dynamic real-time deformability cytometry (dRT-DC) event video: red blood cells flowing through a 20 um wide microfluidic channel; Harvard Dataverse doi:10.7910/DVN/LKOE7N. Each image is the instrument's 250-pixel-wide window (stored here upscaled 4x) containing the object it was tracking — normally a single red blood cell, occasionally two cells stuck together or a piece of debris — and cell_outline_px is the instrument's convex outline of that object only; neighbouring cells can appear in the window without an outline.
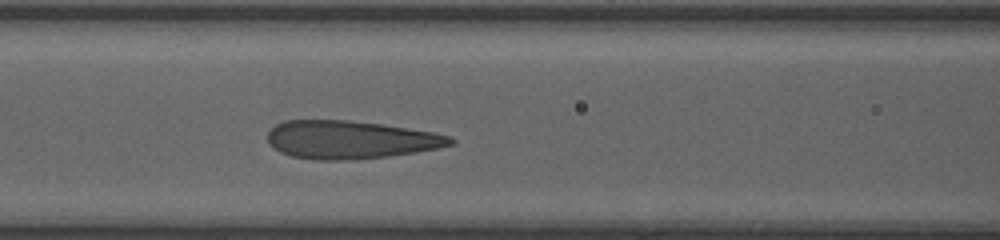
{"species": "human", "species_latin": "Homo sapiens", "temperature_condition": "room temperature", "stored_images_in_passage": 5, "segment_of_instrument_passage": [1, 2], "camera_frame_rate_fps": 3000, "um_per_image_px": 0.085, "donor": {"sex": "female"}, "frame": {"image": 1, "passage_image": 4, "time_ms": 2.667, "image_size_px": [1000, 240], "cell_outline_px": [[456, 140], [452, 144], [436, 148], [388, 156], [352, 160], [316, 160], [292, 156], [280, 152], [268, 144], [268, 132], [276, 124], [284, 120], [348, 120], [380, 124], [432, 132], [452, 136]], "centroid_in_image_um": [29.73, 11.87], "position_along_channel_um": 136.9, "area_um2": 40.4}}